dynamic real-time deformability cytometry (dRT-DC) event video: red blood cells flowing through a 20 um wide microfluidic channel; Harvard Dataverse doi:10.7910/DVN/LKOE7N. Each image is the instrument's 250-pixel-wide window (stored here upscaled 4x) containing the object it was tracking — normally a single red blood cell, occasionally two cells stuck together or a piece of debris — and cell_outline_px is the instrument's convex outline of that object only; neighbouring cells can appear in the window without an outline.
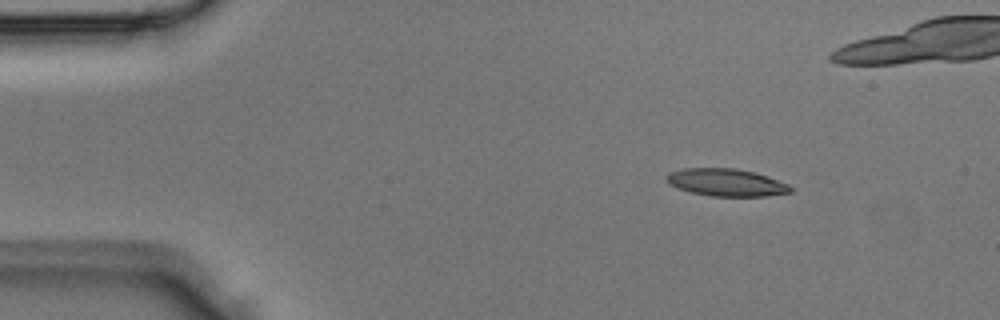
{"species": "Egyptian fruit bat (a non-hibernating species)", "species_latin": "Rousettus aegyptiacus", "temperature_condition": "room temperature", "stored_images_in_passage": 5, "camera_frame_rate_fps": 3000, "um_per_image_px": 0.085, "animal": {"sex": "male"}, "frame": {"image": 1, "passage_image": 1, "time_ms": 0.0, "image_size_px": [1000, 320], "cell_outline_px": [[792, 192], [764, 196], [708, 196], [692, 192], [668, 184], [664, 176], [668, 172], [684, 168], [736, 168], [756, 172], [768, 176], [788, 184], [792, 188]], "centroid_in_image_um": [61.72, 15.5], "position_along_channel_um": 23.3, "area_um2": 19.94}}
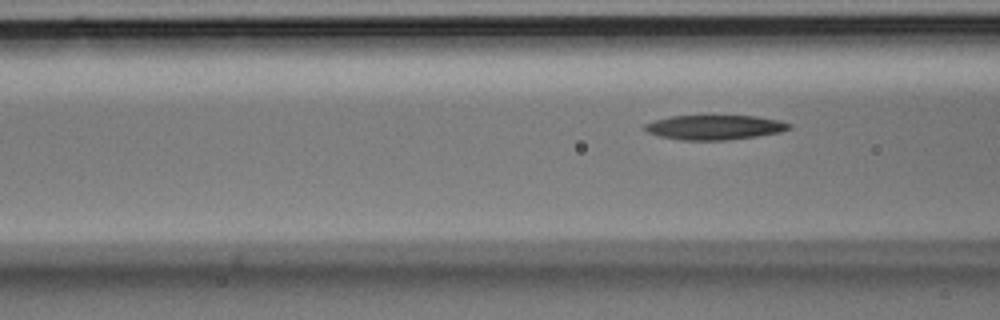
{"frame": {"image": 2, "passage_image": 5, "time_ms": 1.333, "image_size_px": [1000, 320], "cell_outline_px": [[792, 128], [780, 132], [756, 136], [728, 140], [680, 140], [660, 136], [648, 132], [644, 128], [644, 124], [656, 120], [672, 116], [756, 116], [780, 120], [792, 124]], "centroid_in_image_um": [60.78, 10.82], "position_along_channel_um": 105.8, "area_um2": 20.63}}